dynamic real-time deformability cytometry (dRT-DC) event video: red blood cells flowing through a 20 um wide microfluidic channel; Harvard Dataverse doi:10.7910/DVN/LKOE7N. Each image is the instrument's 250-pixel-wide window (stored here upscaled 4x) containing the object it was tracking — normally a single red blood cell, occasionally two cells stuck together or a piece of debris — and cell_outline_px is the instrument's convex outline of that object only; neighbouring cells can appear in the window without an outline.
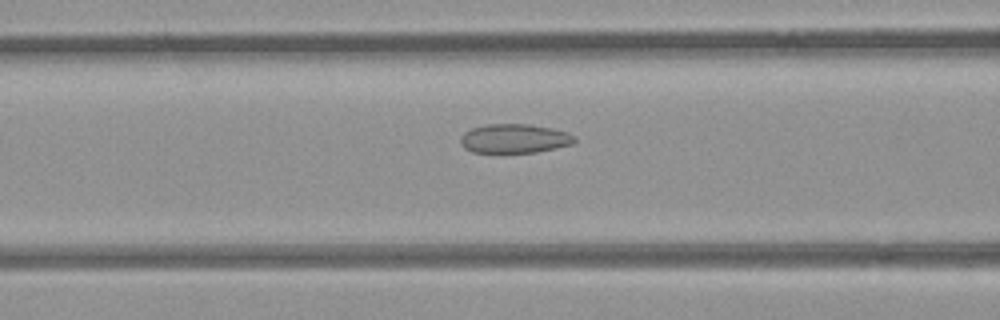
{"species": "common noctule bat (a hibernating species)", "species_latin": "Nyctalus noctula", "temperature_condition": "room temperature", "stored_images_in_passage": 47, "camera_frame_rate_fps": 3000, "um_per_image_px": 0.085, "animal": {"sex": "female", "body_mass_g": 21.9}, "frame": {"image": 1, "passage_image": 16, "time_ms": 5.0, "image_size_px": [1000, 320], "cell_outline_px": [[576, 140], [572, 144], [536, 152], [472, 152], [464, 148], [460, 144], [460, 136], [464, 132], [472, 128], [488, 124], [528, 124], [552, 128], [568, 132], [576, 136]], "centroid_in_image_um": [43.72, 11.77], "position_along_channel_um": 122.9, "area_um2": 19.36}}
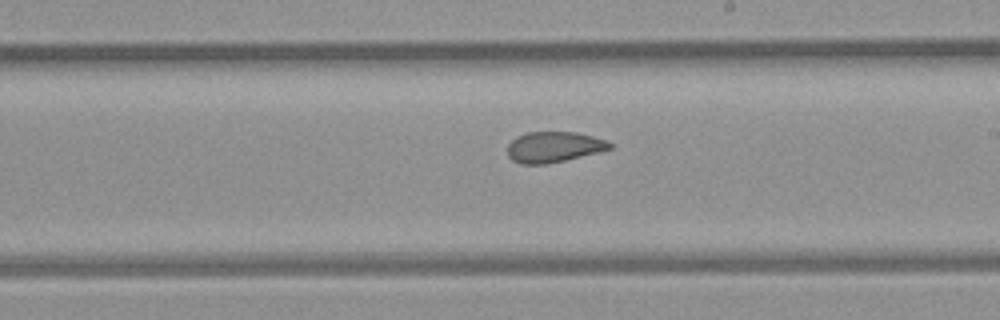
{"frame": {"image": 2, "passage_image": 25, "time_ms": 8.0, "image_size_px": [1000, 320], "cell_outline_px": [[612, 148], [564, 160], [544, 164], [520, 164], [512, 160], [508, 156], [508, 144], [516, 136], [528, 132], [576, 132], [608, 140], [612, 144]], "centroid_in_image_um": [47.04, 12.48], "position_along_channel_um": 242.0, "area_um2": 18.15}}
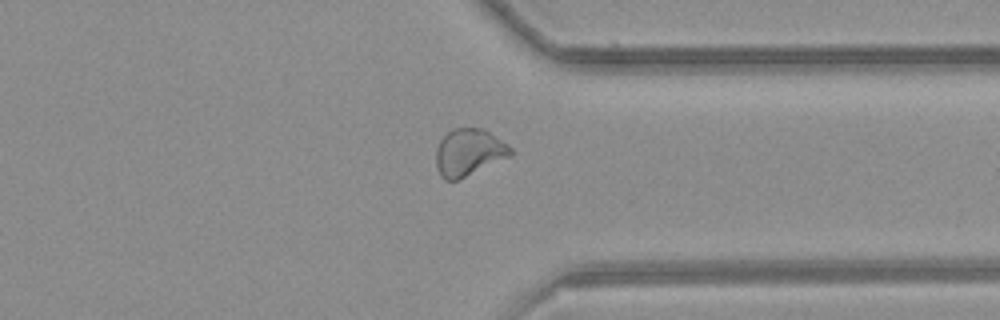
{"frame": {"image": 3, "passage_image": 35, "time_ms": 11.333, "image_size_px": [1000, 320], "cell_outline_px": [[512, 156], [456, 180], [444, 180], [440, 176], [436, 168], [436, 148], [440, 140], [452, 128], [484, 128], [508, 144], [512, 148]], "centroid_in_image_um": [39.85, 12.94], "position_along_channel_um": 371.5, "area_um2": 20.52}, "authors_computed_cell_mechanics": {"area_um2": 20.23, "velocity_mm_per_s": 3.9621, "shape_relaxation_time_tau1_ms": null, "shape_relaxation_time_tau2_ms": 1.5132, "deformation_change_tau1": null, "deformation_change_tau2": 0.07}}